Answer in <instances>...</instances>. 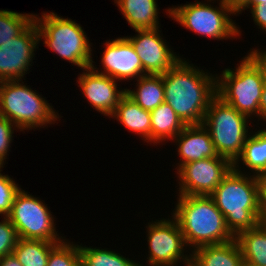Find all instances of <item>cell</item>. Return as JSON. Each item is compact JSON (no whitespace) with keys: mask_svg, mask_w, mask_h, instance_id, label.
<instances>
[{"mask_svg":"<svg viewBox=\"0 0 266 266\" xmlns=\"http://www.w3.org/2000/svg\"><path fill=\"white\" fill-rule=\"evenodd\" d=\"M216 78L182 58L164 74V98L185 125H200L217 95Z\"/></svg>","mask_w":266,"mask_h":266,"instance_id":"1","label":"cell"},{"mask_svg":"<svg viewBox=\"0 0 266 266\" xmlns=\"http://www.w3.org/2000/svg\"><path fill=\"white\" fill-rule=\"evenodd\" d=\"M239 169L232 168L210 195L234 237L255 228L262 219L258 178Z\"/></svg>","mask_w":266,"mask_h":266,"instance_id":"2","label":"cell"},{"mask_svg":"<svg viewBox=\"0 0 266 266\" xmlns=\"http://www.w3.org/2000/svg\"><path fill=\"white\" fill-rule=\"evenodd\" d=\"M173 217L177 220L184 241L194 250L205 245L232 241L225 217L210 196L179 195Z\"/></svg>","mask_w":266,"mask_h":266,"instance_id":"3","label":"cell"},{"mask_svg":"<svg viewBox=\"0 0 266 266\" xmlns=\"http://www.w3.org/2000/svg\"><path fill=\"white\" fill-rule=\"evenodd\" d=\"M237 65L236 70L230 68L223 70L221 78L215 75L217 96L249 118L252 115L260 117L259 102L265 72L250 53Z\"/></svg>","mask_w":266,"mask_h":266,"instance_id":"4","label":"cell"},{"mask_svg":"<svg viewBox=\"0 0 266 266\" xmlns=\"http://www.w3.org/2000/svg\"><path fill=\"white\" fill-rule=\"evenodd\" d=\"M40 18L34 15L40 40L44 38L45 46L57 53L69 63L76 64L82 70L92 63L91 43L85 31L72 19L62 18L54 12L42 13Z\"/></svg>","mask_w":266,"mask_h":266,"instance_id":"5","label":"cell"},{"mask_svg":"<svg viewBox=\"0 0 266 266\" xmlns=\"http://www.w3.org/2000/svg\"><path fill=\"white\" fill-rule=\"evenodd\" d=\"M21 81L0 82V115L20 131L55 123L59 115L52 105Z\"/></svg>","mask_w":266,"mask_h":266,"instance_id":"6","label":"cell"},{"mask_svg":"<svg viewBox=\"0 0 266 266\" xmlns=\"http://www.w3.org/2000/svg\"><path fill=\"white\" fill-rule=\"evenodd\" d=\"M249 117L238 112L217 95L211 100L202 125L209 131L219 156L232 164L240 156L249 137Z\"/></svg>","mask_w":266,"mask_h":266,"instance_id":"7","label":"cell"},{"mask_svg":"<svg viewBox=\"0 0 266 266\" xmlns=\"http://www.w3.org/2000/svg\"><path fill=\"white\" fill-rule=\"evenodd\" d=\"M167 12L168 16L176 20L181 26L201 36L226 40L241 35L239 27L229 16L236 14L221 0L219 7L216 8L210 4L197 1L178 7L173 6Z\"/></svg>","mask_w":266,"mask_h":266,"instance_id":"8","label":"cell"},{"mask_svg":"<svg viewBox=\"0 0 266 266\" xmlns=\"http://www.w3.org/2000/svg\"><path fill=\"white\" fill-rule=\"evenodd\" d=\"M16 229L18 238L62 242L57 234L54 217L48 207L25 190L15 195L11 212L7 216Z\"/></svg>","mask_w":266,"mask_h":266,"instance_id":"9","label":"cell"},{"mask_svg":"<svg viewBox=\"0 0 266 266\" xmlns=\"http://www.w3.org/2000/svg\"><path fill=\"white\" fill-rule=\"evenodd\" d=\"M158 221V222H157ZM148 223L149 256L147 261L150 266H177L182 262L184 266L191 265V254L184 255L186 248L182 231L177 220L161 219Z\"/></svg>","mask_w":266,"mask_h":266,"instance_id":"10","label":"cell"},{"mask_svg":"<svg viewBox=\"0 0 266 266\" xmlns=\"http://www.w3.org/2000/svg\"><path fill=\"white\" fill-rule=\"evenodd\" d=\"M232 168L233 164L222 156L184 164L176 171L179 194L210 196Z\"/></svg>","mask_w":266,"mask_h":266,"instance_id":"11","label":"cell"},{"mask_svg":"<svg viewBox=\"0 0 266 266\" xmlns=\"http://www.w3.org/2000/svg\"><path fill=\"white\" fill-rule=\"evenodd\" d=\"M40 42L33 20L18 36L0 45V82L21 80L33 63L34 51Z\"/></svg>","mask_w":266,"mask_h":266,"instance_id":"12","label":"cell"},{"mask_svg":"<svg viewBox=\"0 0 266 266\" xmlns=\"http://www.w3.org/2000/svg\"><path fill=\"white\" fill-rule=\"evenodd\" d=\"M135 31L136 36L126 38L139 56L145 74L162 75L181 59L168 47L159 28Z\"/></svg>","mask_w":266,"mask_h":266,"instance_id":"13","label":"cell"},{"mask_svg":"<svg viewBox=\"0 0 266 266\" xmlns=\"http://www.w3.org/2000/svg\"><path fill=\"white\" fill-rule=\"evenodd\" d=\"M104 44L106 47L101 56L104 71L97 70V67L92 63L90 67L94 71L117 81L138 79L146 75L139 56L126 37H118L112 41H106Z\"/></svg>","mask_w":266,"mask_h":266,"instance_id":"14","label":"cell"},{"mask_svg":"<svg viewBox=\"0 0 266 266\" xmlns=\"http://www.w3.org/2000/svg\"><path fill=\"white\" fill-rule=\"evenodd\" d=\"M77 82L90 105L104 116L110 117L126 94V89H117L114 78L97 73L91 67L84 69Z\"/></svg>","mask_w":266,"mask_h":266,"instance_id":"15","label":"cell"},{"mask_svg":"<svg viewBox=\"0 0 266 266\" xmlns=\"http://www.w3.org/2000/svg\"><path fill=\"white\" fill-rule=\"evenodd\" d=\"M173 140L178 143L180 156L177 170L184 164L219 156L209 131L202 124L186 125Z\"/></svg>","mask_w":266,"mask_h":266,"instance_id":"16","label":"cell"},{"mask_svg":"<svg viewBox=\"0 0 266 266\" xmlns=\"http://www.w3.org/2000/svg\"><path fill=\"white\" fill-rule=\"evenodd\" d=\"M191 252V266H241L243 262L236 239L223 244L201 246Z\"/></svg>","mask_w":266,"mask_h":266,"instance_id":"17","label":"cell"},{"mask_svg":"<svg viewBox=\"0 0 266 266\" xmlns=\"http://www.w3.org/2000/svg\"><path fill=\"white\" fill-rule=\"evenodd\" d=\"M111 118L117 119L129 131L140 135L142 140L151 143V116L150 112L141 108L127 94H125L116 107Z\"/></svg>","mask_w":266,"mask_h":266,"instance_id":"18","label":"cell"},{"mask_svg":"<svg viewBox=\"0 0 266 266\" xmlns=\"http://www.w3.org/2000/svg\"><path fill=\"white\" fill-rule=\"evenodd\" d=\"M133 30L158 29L156 0H114Z\"/></svg>","mask_w":266,"mask_h":266,"instance_id":"19","label":"cell"},{"mask_svg":"<svg viewBox=\"0 0 266 266\" xmlns=\"http://www.w3.org/2000/svg\"><path fill=\"white\" fill-rule=\"evenodd\" d=\"M151 143L157 144L174 139L186 126L166 102L150 112Z\"/></svg>","mask_w":266,"mask_h":266,"instance_id":"20","label":"cell"},{"mask_svg":"<svg viewBox=\"0 0 266 266\" xmlns=\"http://www.w3.org/2000/svg\"><path fill=\"white\" fill-rule=\"evenodd\" d=\"M136 81V91L126 89V94L141 108L151 112L165 101L162 75L146 74Z\"/></svg>","mask_w":266,"mask_h":266,"instance_id":"21","label":"cell"},{"mask_svg":"<svg viewBox=\"0 0 266 266\" xmlns=\"http://www.w3.org/2000/svg\"><path fill=\"white\" fill-rule=\"evenodd\" d=\"M235 239L243 261L253 266H266V227L261 222L253 229L240 232Z\"/></svg>","mask_w":266,"mask_h":266,"instance_id":"22","label":"cell"},{"mask_svg":"<svg viewBox=\"0 0 266 266\" xmlns=\"http://www.w3.org/2000/svg\"><path fill=\"white\" fill-rule=\"evenodd\" d=\"M239 161H243V165L253 171L255 176L266 173V134L259 130L249 135L233 168H239Z\"/></svg>","mask_w":266,"mask_h":266,"instance_id":"23","label":"cell"},{"mask_svg":"<svg viewBox=\"0 0 266 266\" xmlns=\"http://www.w3.org/2000/svg\"><path fill=\"white\" fill-rule=\"evenodd\" d=\"M58 243L18 238L13 253L22 266H47L49 253Z\"/></svg>","mask_w":266,"mask_h":266,"instance_id":"24","label":"cell"},{"mask_svg":"<svg viewBox=\"0 0 266 266\" xmlns=\"http://www.w3.org/2000/svg\"><path fill=\"white\" fill-rule=\"evenodd\" d=\"M81 266H143L115 251L79 246Z\"/></svg>","mask_w":266,"mask_h":266,"instance_id":"25","label":"cell"},{"mask_svg":"<svg viewBox=\"0 0 266 266\" xmlns=\"http://www.w3.org/2000/svg\"><path fill=\"white\" fill-rule=\"evenodd\" d=\"M33 20V14L0 10V45L18 36Z\"/></svg>","mask_w":266,"mask_h":266,"instance_id":"26","label":"cell"},{"mask_svg":"<svg viewBox=\"0 0 266 266\" xmlns=\"http://www.w3.org/2000/svg\"><path fill=\"white\" fill-rule=\"evenodd\" d=\"M47 266H81L79 245L64 239L50 251Z\"/></svg>","mask_w":266,"mask_h":266,"instance_id":"27","label":"cell"},{"mask_svg":"<svg viewBox=\"0 0 266 266\" xmlns=\"http://www.w3.org/2000/svg\"><path fill=\"white\" fill-rule=\"evenodd\" d=\"M2 168L0 166V214L7 217L11 212L15 195L21 188L18 187L13 178L1 173Z\"/></svg>","mask_w":266,"mask_h":266,"instance_id":"28","label":"cell"},{"mask_svg":"<svg viewBox=\"0 0 266 266\" xmlns=\"http://www.w3.org/2000/svg\"><path fill=\"white\" fill-rule=\"evenodd\" d=\"M18 240L15 227L8 217L0 222V258L13 253Z\"/></svg>","mask_w":266,"mask_h":266,"instance_id":"29","label":"cell"},{"mask_svg":"<svg viewBox=\"0 0 266 266\" xmlns=\"http://www.w3.org/2000/svg\"><path fill=\"white\" fill-rule=\"evenodd\" d=\"M14 127V128H13ZM15 125L0 115V166L3 167L4 160L7 159V152L13 140Z\"/></svg>","mask_w":266,"mask_h":266,"instance_id":"30","label":"cell"},{"mask_svg":"<svg viewBox=\"0 0 266 266\" xmlns=\"http://www.w3.org/2000/svg\"><path fill=\"white\" fill-rule=\"evenodd\" d=\"M247 8H250L253 20L259 26L258 28H262L266 32V2L262 4H248L243 10H247Z\"/></svg>","mask_w":266,"mask_h":266,"instance_id":"31","label":"cell"},{"mask_svg":"<svg viewBox=\"0 0 266 266\" xmlns=\"http://www.w3.org/2000/svg\"><path fill=\"white\" fill-rule=\"evenodd\" d=\"M259 184V204L262 217L266 214V173L257 176Z\"/></svg>","mask_w":266,"mask_h":266,"instance_id":"32","label":"cell"},{"mask_svg":"<svg viewBox=\"0 0 266 266\" xmlns=\"http://www.w3.org/2000/svg\"><path fill=\"white\" fill-rule=\"evenodd\" d=\"M236 15L242 13L243 9L249 4L250 0H221Z\"/></svg>","mask_w":266,"mask_h":266,"instance_id":"33","label":"cell"},{"mask_svg":"<svg viewBox=\"0 0 266 266\" xmlns=\"http://www.w3.org/2000/svg\"><path fill=\"white\" fill-rule=\"evenodd\" d=\"M250 54L256 59V61L262 66L266 74V51H259V49L250 50Z\"/></svg>","mask_w":266,"mask_h":266,"instance_id":"34","label":"cell"},{"mask_svg":"<svg viewBox=\"0 0 266 266\" xmlns=\"http://www.w3.org/2000/svg\"><path fill=\"white\" fill-rule=\"evenodd\" d=\"M0 266H22L14 253L0 258Z\"/></svg>","mask_w":266,"mask_h":266,"instance_id":"35","label":"cell"},{"mask_svg":"<svg viewBox=\"0 0 266 266\" xmlns=\"http://www.w3.org/2000/svg\"><path fill=\"white\" fill-rule=\"evenodd\" d=\"M260 106V118L266 115V74H265V81L263 85V91L261 95V99L259 102Z\"/></svg>","mask_w":266,"mask_h":266,"instance_id":"36","label":"cell"},{"mask_svg":"<svg viewBox=\"0 0 266 266\" xmlns=\"http://www.w3.org/2000/svg\"><path fill=\"white\" fill-rule=\"evenodd\" d=\"M265 2L266 0H250L249 4H262Z\"/></svg>","mask_w":266,"mask_h":266,"instance_id":"37","label":"cell"},{"mask_svg":"<svg viewBox=\"0 0 266 266\" xmlns=\"http://www.w3.org/2000/svg\"><path fill=\"white\" fill-rule=\"evenodd\" d=\"M261 223L266 227V214L262 217Z\"/></svg>","mask_w":266,"mask_h":266,"instance_id":"38","label":"cell"},{"mask_svg":"<svg viewBox=\"0 0 266 266\" xmlns=\"http://www.w3.org/2000/svg\"><path fill=\"white\" fill-rule=\"evenodd\" d=\"M264 122L266 121V115L261 118ZM264 134H266V128L261 130Z\"/></svg>","mask_w":266,"mask_h":266,"instance_id":"39","label":"cell"},{"mask_svg":"<svg viewBox=\"0 0 266 266\" xmlns=\"http://www.w3.org/2000/svg\"><path fill=\"white\" fill-rule=\"evenodd\" d=\"M241 266H253V265H251V264H249V263L243 261L242 264H241Z\"/></svg>","mask_w":266,"mask_h":266,"instance_id":"40","label":"cell"}]
</instances>
